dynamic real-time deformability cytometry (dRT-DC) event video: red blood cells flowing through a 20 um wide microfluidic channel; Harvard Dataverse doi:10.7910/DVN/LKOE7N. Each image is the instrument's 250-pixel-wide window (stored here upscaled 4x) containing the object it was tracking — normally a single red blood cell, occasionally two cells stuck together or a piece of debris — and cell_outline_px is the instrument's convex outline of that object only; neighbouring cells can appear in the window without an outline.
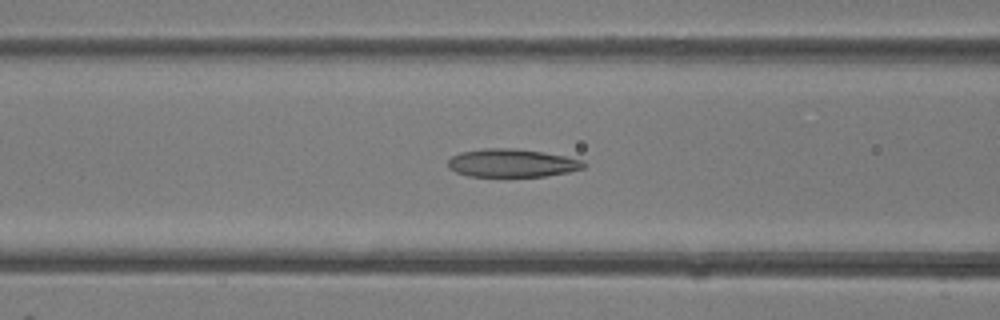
{"species": "common noctule bat (a hibernating species)", "species_latin": "Nyctalus noctula", "temperature_condition": "room temperature", "stored_images_in_passage": 33, "camera_frame_rate_fps": 3000, "um_per_image_px": 0.085, "animal": {"sex": "female"}, "frame": {"image": 1, "passage_image": 8, "time_ms": 2.333, "image_size_px": [1000, 320], "cell_outline_px": [[588, 164], [584, 168], [568, 172], [544, 176], [468, 176], [456, 172], [448, 168], [448, 160], [452, 156], [460, 152], [484, 148], [516, 148], [544, 152], [584, 160]], "centroid_in_image_um": [43.53, 13.85], "position_along_channel_um": 123.1, "area_um2": 22.37}}
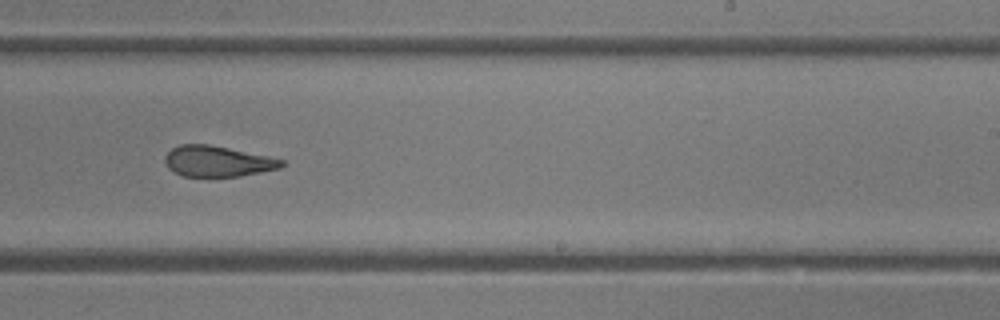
{"frame": {"image": 2, "passage_image": 17, "time_ms": 5.333, "image_size_px": [1000, 320], "cell_outline_px": [[284, 164], [280, 168], [240, 176], [184, 176], [168, 168], [164, 160], [164, 156], [172, 148], [180, 144], [208, 144], [268, 156], [284, 160]], "centroid_in_image_um": [18.47, 13.7], "position_along_channel_um": 270.5, "area_um2": 20.69}}
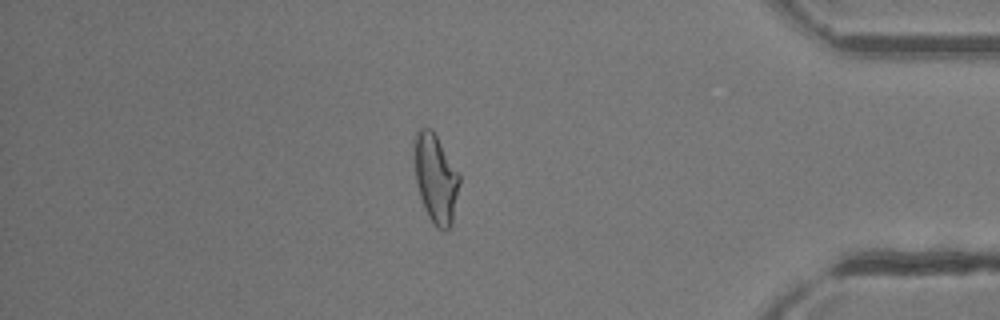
{"frame": {"image": 3, "passage_image": 27, "time_ms": 8.667, "image_size_px": [1000, 320], "cell_outline_px": [[460, 184], [452, 224], [448, 232], [444, 232], [436, 228], [428, 216], [424, 208], [420, 196], [416, 180], [416, 132], [420, 128], [428, 128], [436, 136], [460, 172]], "centroid_in_image_um": [37.09, 15.27], "position_along_channel_um": 398.1, "area_um2": 23.12}}